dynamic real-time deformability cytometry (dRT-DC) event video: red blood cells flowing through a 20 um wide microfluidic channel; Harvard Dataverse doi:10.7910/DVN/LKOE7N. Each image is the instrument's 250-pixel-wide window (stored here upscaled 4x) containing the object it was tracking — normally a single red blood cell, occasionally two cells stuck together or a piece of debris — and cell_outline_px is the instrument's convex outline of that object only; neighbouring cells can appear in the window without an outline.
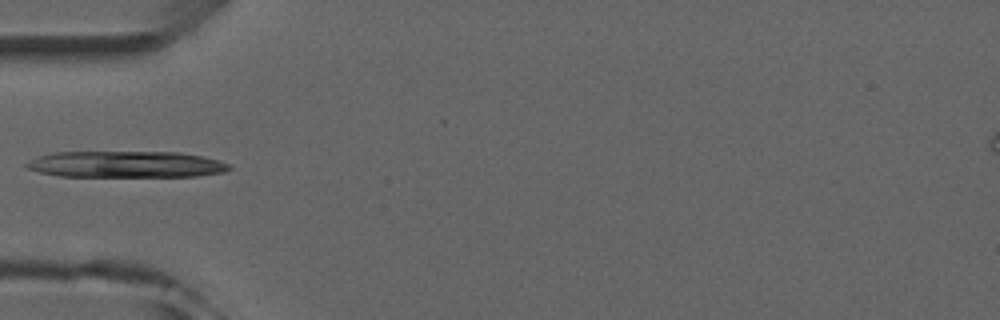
{"species": "common noctule bat (a hibernating species)", "species_latin": "Nyctalus noctula", "temperature_condition": "room temperature", "stored_images_in_passage": 5, "camera_frame_rate_fps": 3000, "um_per_image_px": 0.085, "animal": {"sex": "male", "forearm_length_mm": 52.5}, "frame": {"image": 1, "passage_image": 5, "time_ms": 4.333, "image_size_px": [1000, 320], "cell_outline_px": [[232, 168], [224, 172], [196, 176], [60, 176], [40, 172], [28, 168], [24, 164], [40, 156], [56, 152], [180, 152], [204, 156], [228, 164]], "centroid_in_image_um": [10.75, 13.96], "position_along_channel_um": 74.3, "area_um2": 30.92}}